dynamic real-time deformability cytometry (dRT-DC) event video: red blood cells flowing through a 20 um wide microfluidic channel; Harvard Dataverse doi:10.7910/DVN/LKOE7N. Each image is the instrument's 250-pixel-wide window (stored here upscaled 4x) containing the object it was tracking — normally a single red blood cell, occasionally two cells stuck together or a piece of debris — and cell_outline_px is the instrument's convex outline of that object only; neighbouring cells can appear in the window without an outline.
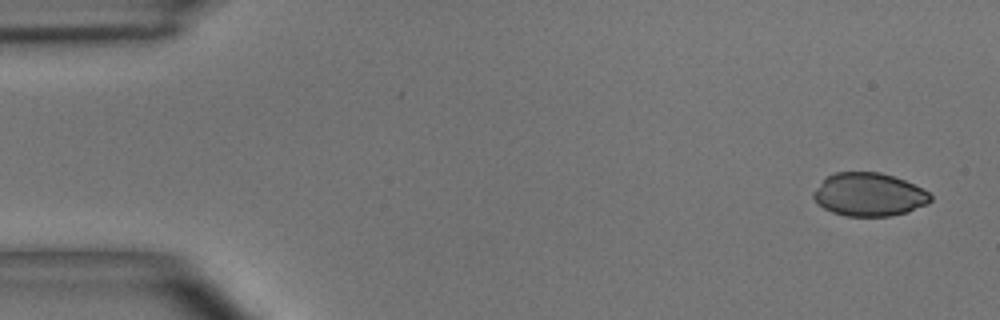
{"species": "common noctule bat (a hibernating species)", "species_latin": "Nyctalus noctula", "temperature_condition": "room temperature", "stored_images_in_passage": 8, "camera_frame_rate_fps": 3000, "um_per_image_px": 0.085, "animal": {"sex": "male", "body_mass_g": 15.6}, "frame": {"image": 1, "passage_image": 1, "time_ms": 0.0, "image_size_px": [1000, 320], "cell_outline_px": [[932, 200], [928, 204], [908, 212], [892, 216], [844, 216], [832, 212], [824, 208], [812, 196], [812, 192], [828, 176], [836, 172], [880, 172], [904, 180], [928, 192], [932, 196]], "centroid_in_image_um": [73.88, 16.55], "position_along_channel_um": 11.1, "area_um2": 29.36}}
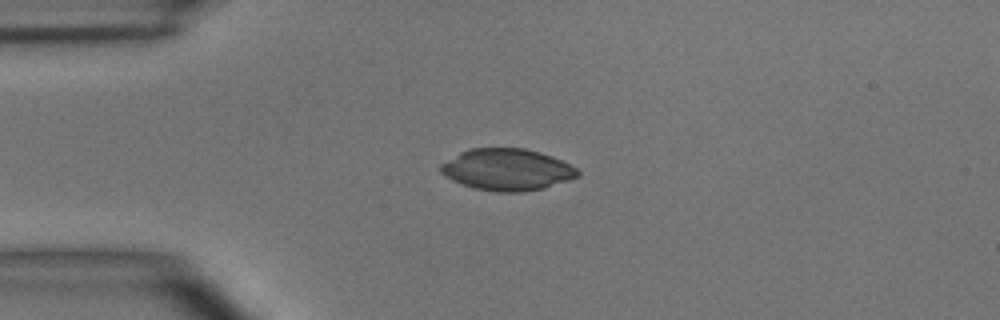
{"frame": {"image": 2, "passage_image": 3, "time_ms": 3.333, "image_size_px": [1000, 320], "cell_outline_px": [[580, 176], [544, 188], [524, 192], [496, 192], [472, 188], [452, 180], [444, 176], [440, 172], [440, 164], [460, 152], [472, 148], [524, 148], [540, 152], [552, 156], [576, 168], [580, 172]], "centroid_in_image_um": [43.08, 14.42], "position_along_channel_um": 41.9, "area_um2": 33.35}}